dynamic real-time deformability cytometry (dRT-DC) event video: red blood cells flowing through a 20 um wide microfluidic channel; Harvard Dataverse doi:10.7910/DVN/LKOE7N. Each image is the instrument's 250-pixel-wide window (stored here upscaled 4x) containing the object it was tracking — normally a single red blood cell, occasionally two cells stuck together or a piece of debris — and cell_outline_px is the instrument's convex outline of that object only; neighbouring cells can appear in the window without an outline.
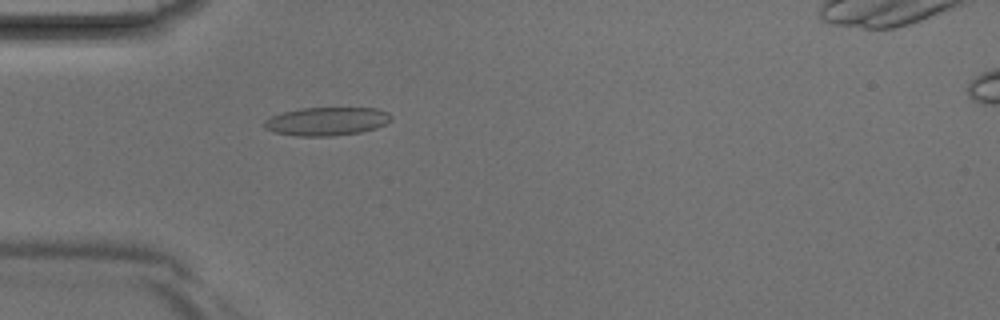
{"species": "Egyptian fruit bat (a non-hibernating species)", "species_latin": "Rousettus aegyptiacus", "temperature_condition": "room temperature", "stored_images_in_passage": 42, "camera_frame_rate_fps": 3000, "um_per_image_px": 0.085, "animal": {"sex": "male"}, "frame": {"image": 1, "passage_image": 13, "time_ms": 4.0, "image_size_px": [1000, 320], "cell_outline_px": [[392, 120], [376, 128], [360, 132], [332, 136], [296, 136], [276, 132], [264, 128], [264, 120], [272, 116], [284, 112], [300, 108], [376, 108], [388, 112], [392, 116]], "centroid_in_image_um": [27.79, 10.31], "position_along_channel_um": 57.2, "area_um2": 20.92}}
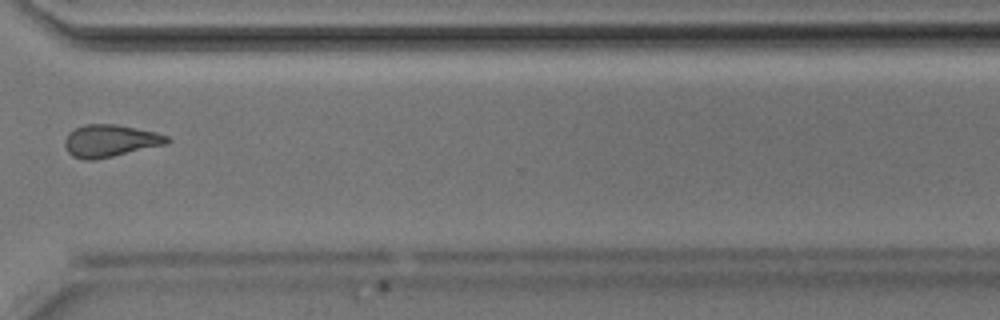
{"frame": {"image": 2, "passage_image": 32, "time_ms": 10.333, "image_size_px": [1000, 320], "cell_outline_px": [[172, 140], [168, 144], [112, 156], [92, 160], [84, 160], [72, 156], [68, 152], [64, 144], [64, 140], [68, 132], [84, 124], [116, 124], [156, 132], [168, 136]], "centroid_in_image_um": [9.37, 11.96], "position_along_channel_um": 361.2, "area_um2": 19.31}}
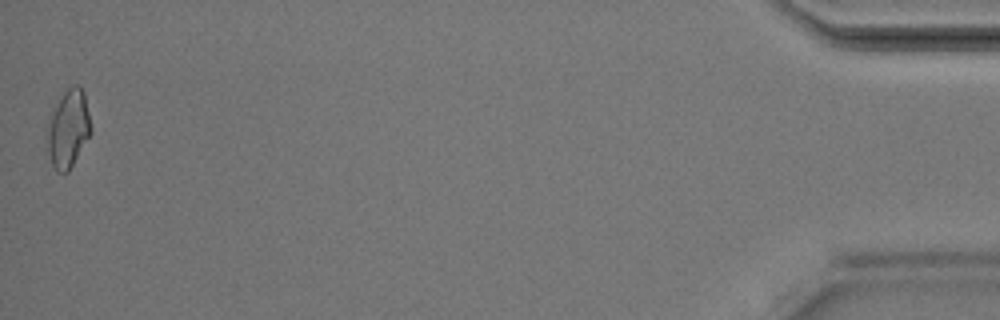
{"frame": {"image": 3, "passage_image": 42, "time_ms": 13.667, "image_size_px": [1000, 320], "cell_outline_px": [[92, 132], [68, 172], [56, 172], [44, 148], [48, 116], [64, 92], [68, 88], [76, 84], [80, 84], [84, 92], [92, 128]], "centroid_in_image_um": [5.76, 10.96], "position_along_channel_um": 429.4, "area_um2": 20.4}}